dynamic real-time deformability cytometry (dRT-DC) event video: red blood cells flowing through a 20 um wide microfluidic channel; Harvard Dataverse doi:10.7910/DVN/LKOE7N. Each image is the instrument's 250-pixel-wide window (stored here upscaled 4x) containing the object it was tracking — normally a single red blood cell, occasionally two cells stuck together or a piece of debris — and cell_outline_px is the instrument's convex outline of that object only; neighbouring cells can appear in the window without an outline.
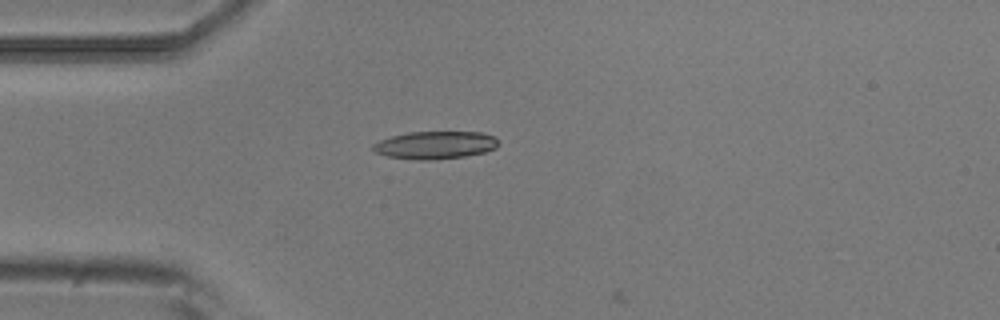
{"species": "common noctule bat (a hibernating species)", "species_latin": "Nyctalus noctula", "temperature_condition": "room temperature", "stored_images_in_passage": 3, "camera_frame_rate_fps": 3000, "um_per_image_px": 0.085, "animal": {"sex": "male", "body_mass_g": 20.5, "forearm_length_mm": 52.5}, "frame": {"image": 1, "passage_image": 2, "time_ms": 0.333, "image_size_px": [1000, 320], "cell_outline_px": [[500, 144], [496, 148], [484, 152], [464, 156], [432, 160], [420, 160], [388, 156], [376, 152], [372, 148], [372, 144], [380, 140], [392, 136], [408, 132], [484, 132], [496, 136]], "centroid_in_image_um": [37.04, 12.32], "position_along_channel_um": 48.0, "area_um2": 20.29}}